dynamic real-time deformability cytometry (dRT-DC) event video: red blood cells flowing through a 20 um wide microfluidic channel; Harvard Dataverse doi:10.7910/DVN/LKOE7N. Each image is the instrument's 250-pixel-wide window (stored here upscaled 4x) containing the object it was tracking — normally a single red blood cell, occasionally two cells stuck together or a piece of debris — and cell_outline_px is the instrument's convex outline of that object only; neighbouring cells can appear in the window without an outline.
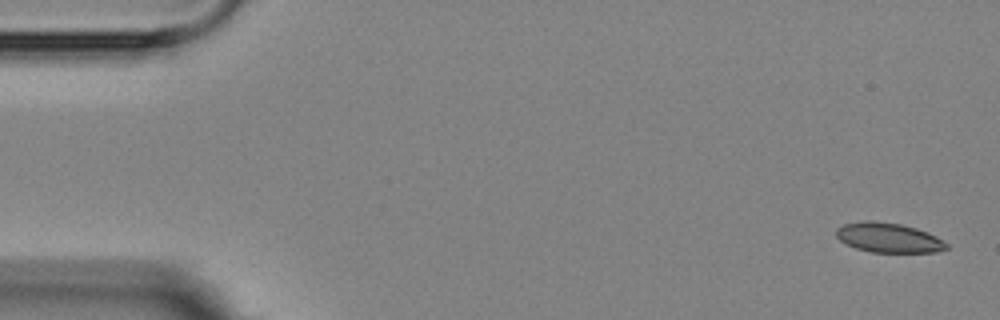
{"species": "Egyptian fruit bat (a non-hibernating species)", "species_latin": "Rousettus aegyptiacus", "temperature_condition": "room temperature", "stored_images_in_passage": 5, "camera_frame_rate_fps": 3000, "um_per_image_px": 0.085, "animal": {"sex": "female"}, "frame": {"image": 1, "passage_image": 1, "time_ms": 0.0, "image_size_px": [1000, 320], "cell_outline_px": [[948, 248], [936, 252], [872, 252], [856, 248], [840, 240], [836, 236], [836, 228], [844, 224], [868, 220], [876, 220], [900, 224], [916, 228], [936, 236], [948, 244]], "centroid_in_image_um": [75.52, 20.2], "position_along_channel_um": 9.5, "area_um2": 18.96}}
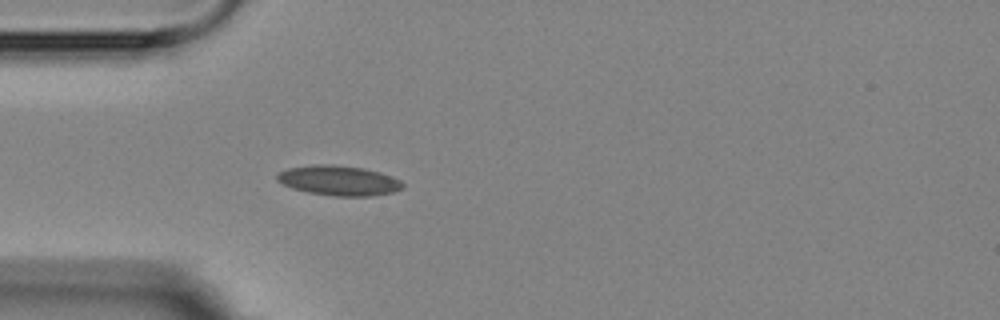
{"frame": {"image": 2, "passage_image": 5, "time_ms": 4.667, "image_size_px": [1000, 320], "cell_outline_px": [[404, 188], [392, 192], [368, 196], [336, 196], [308, 192], [292, 188], [276, 180], [276, 176], [280, 172], [288, 168], [312, 164], [332, 164], [364, 168], [380, 172], [392, 176], [400, 180], [404, 184]], "centroid_in_image_um": [28.81, 15.33], "position_along_channel_um": 56.2, "area_um2": 21.91}}